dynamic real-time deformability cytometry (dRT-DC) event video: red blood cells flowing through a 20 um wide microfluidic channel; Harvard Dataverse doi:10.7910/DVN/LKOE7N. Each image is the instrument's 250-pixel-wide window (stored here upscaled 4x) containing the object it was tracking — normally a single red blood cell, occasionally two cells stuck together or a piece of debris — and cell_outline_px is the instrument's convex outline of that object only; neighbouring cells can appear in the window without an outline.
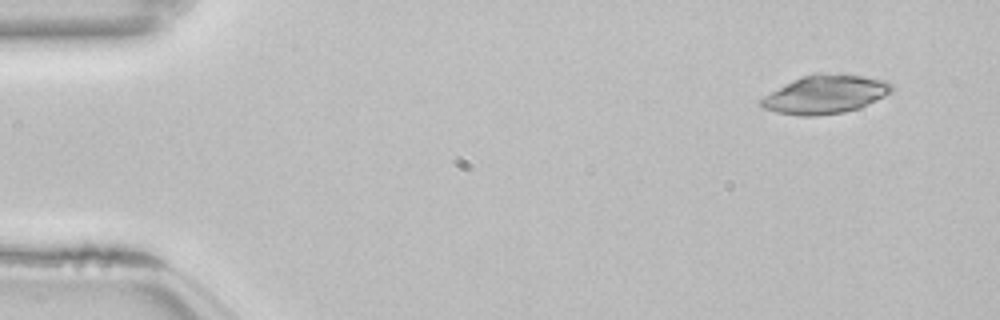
{"species": "common noctule bat (a hibernating species)", "species_latin": "Nyctalus noctula", "temperature_condition": "room temperature", "stored_images_in_passage": 50, "camera_frame_rate_fps": 3000, "um_per_image_px": 0.085, "animal": {"sex": "female", "body_mass_g": 22.7, "forearm_length_mm": 54.2}, "frame": {"image": 1, "passage_image": 1, "time_ms": 0.0, "image_size_px": [1000, 320], "cell_outline_px": [[892, 92], [860, 108], [844, 112], [816, 116], [800, 116], [776, 112], [764, 108], [760, 104], [760, 100], [764, 96], [792, 80], [816, 72], [820, 72], [864, 76], [884, 80], [892, 84]], "centroid_in_image_um": [70.16, 8.02], "position_along_channel_um": 14.8, "area_um2": 29.25}}
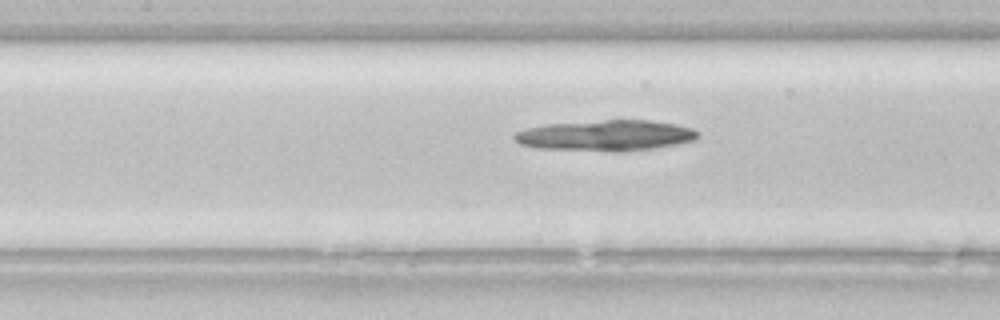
{"frame": {"image": 2, "passage_image": 21, "time_ms": 6.667, "image_size_px": [1000, 320], "cell_outline_px": [[700, 136], [696, 140], [676, 144], [652, 148], [620, 152], [612, 152], [540, 148], [520, 144], [512, 136], [516, 132], [528, 128], [544, 124], [604, 120], [648, 120], [676, 124], [692, 128], [700, 132]], "centroid_in_image_um": [51.53, 11.52], "position_along_channel_um": 155.9, "area_um2": 33.0}}
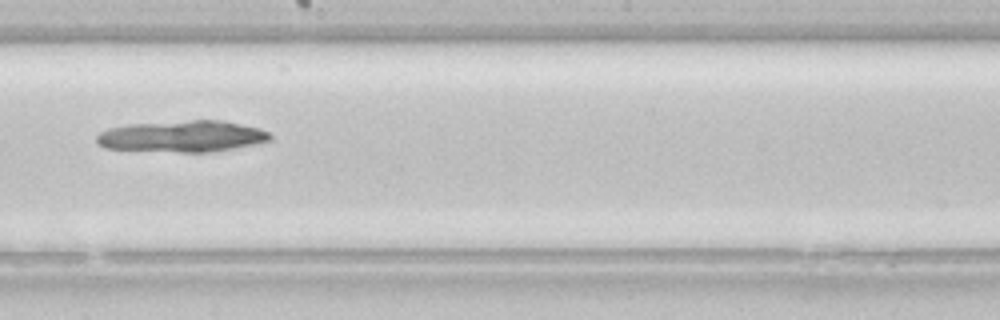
{"frame": {"image": 3, "passage_image": 27, "time_ms": 8.667, "image_size_px": [1000, 320], "cell_outline_px": [[272, 140], [212, 152], [180, 152], [104, 148], [96, 140], [96, 136], [100, 132], [108, 128], [128, 124], [192, 120], [220, 120], [260, 128], [268, 132], [272, 136]], "centroid_in_image_um": [15.48, 11.58], "position_along_channel_um": 232.7, "area_um2": 31.62}}